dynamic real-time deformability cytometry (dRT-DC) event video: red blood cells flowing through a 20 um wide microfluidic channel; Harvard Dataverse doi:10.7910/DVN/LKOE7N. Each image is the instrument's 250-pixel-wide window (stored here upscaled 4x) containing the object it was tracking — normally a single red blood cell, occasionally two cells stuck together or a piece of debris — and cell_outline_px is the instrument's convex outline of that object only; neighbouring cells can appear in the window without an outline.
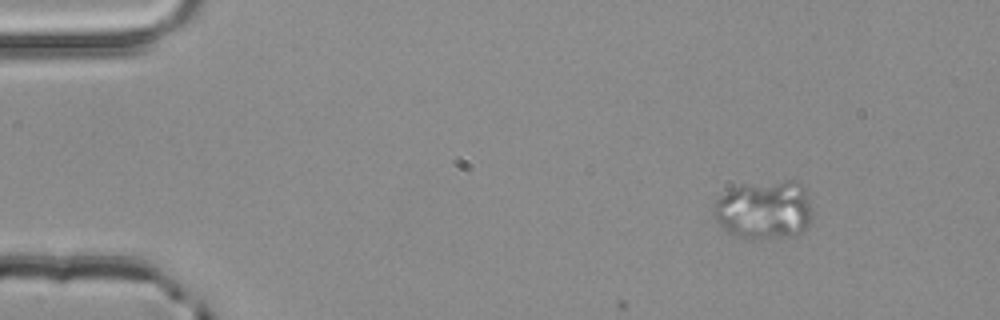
{"species": "common noctule bat (a hibernating species)", "species_latin": "Nyctalus noctula", "temperature_condition": "room temperature", "stored_images_in_passage": 3, "camera_frame_rate_fps": 3000, "um_per_image_px": 0.085, "animal": {"sex": "male", "body_mass_g": 20.4}, "frame": {"image": 1, "passage_image": 1, "time_ms": 0.0, "image_size_px": [1000, 320], "cell_outline_px": [[812, 220], [800, 232], [784, 236], [756, 240], [748, 240], [736, 236], [728, 232], [712, 216], [712, 204], [724, 192], [732, 188], [788, 180], [800, 180], [804, 188], [812, 212]], "centroid_in_image_um": [64.93, 17.86], "position_along_channel_um": 20.1, "area_um2": 33.64}}